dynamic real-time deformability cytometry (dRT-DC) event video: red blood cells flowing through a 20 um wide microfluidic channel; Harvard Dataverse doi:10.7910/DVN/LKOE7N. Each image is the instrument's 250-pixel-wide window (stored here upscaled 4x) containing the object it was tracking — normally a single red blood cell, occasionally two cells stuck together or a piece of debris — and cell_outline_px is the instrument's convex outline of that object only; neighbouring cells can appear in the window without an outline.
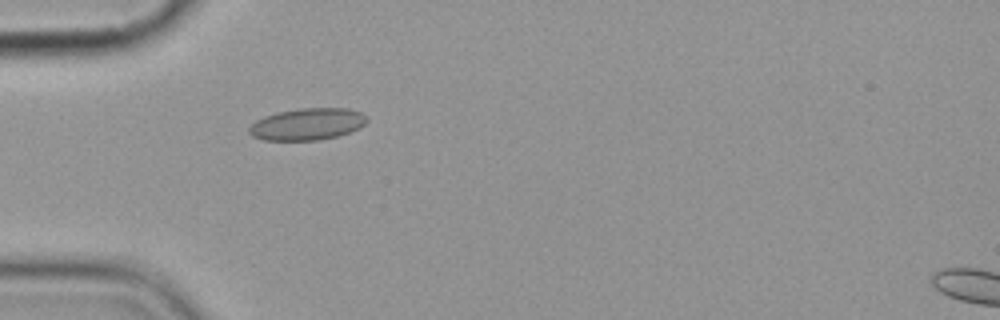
{"species": "common noctule bat (a hibernating species)", "species_latin": "Nyctalus noctula", "temperature_condition": "cold", "stored_images_in_passage": 2, "camera_frame_rate_fps": 3000, "um_per_image_px": 0.085, "animal": {"sex": "female", "body_mass_g": 19.9}, "frame": {"image": 1, "passage_image": 1, "time_ms": 0.0, "image_size_px": [1000, 320], "cell_outline_px": [[368, 120], [360, 128], [336, 136], [320, 140], [264, 140], [252, 136], [248, 132], [248, 128], [256, 120], [264, 116], [276, 112], [300, 108], [348, 108], [360, 112], [368, 116]], "centroid_in_image_um": [26.12, 10.54], "position_along_channel_um": 58.9, "area_um2": 21.96}}